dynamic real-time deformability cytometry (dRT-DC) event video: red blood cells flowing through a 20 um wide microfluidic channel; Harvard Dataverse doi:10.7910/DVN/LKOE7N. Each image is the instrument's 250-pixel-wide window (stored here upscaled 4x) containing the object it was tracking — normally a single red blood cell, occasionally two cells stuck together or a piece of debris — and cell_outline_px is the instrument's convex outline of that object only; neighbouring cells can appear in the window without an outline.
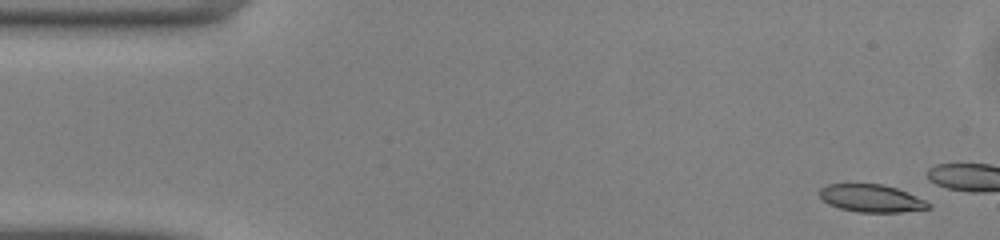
{"species": "common noctule bat (a hibernating species)", "species_latin": "Nyctalus noctula", "temperature_condition": "warm", "stored_images_in_passage": 12, "camera_frame_rate_fps": 3000, "um_per_image_px": 0.085, "animal": {"sex": "male", "body_mass_g": 13.0, "forearm_length_mm": 53.1}, "frame": {"image": 1, "passage_image": 3, "time_ms": 0.667, "image_size_px": [1000, 240], "cell_outline_px": [[932, 208], [900, 212], [860, 212], [840, 208], [828, 204], [820, 196], [820, 188], [828, 184], [884, 184], [896, 188], [924, 200], [932, 204]], "centroid_in_image_um": [74.07, 16.86], "position_along_channel_um": 10.9, "area_um2": 17.34}}